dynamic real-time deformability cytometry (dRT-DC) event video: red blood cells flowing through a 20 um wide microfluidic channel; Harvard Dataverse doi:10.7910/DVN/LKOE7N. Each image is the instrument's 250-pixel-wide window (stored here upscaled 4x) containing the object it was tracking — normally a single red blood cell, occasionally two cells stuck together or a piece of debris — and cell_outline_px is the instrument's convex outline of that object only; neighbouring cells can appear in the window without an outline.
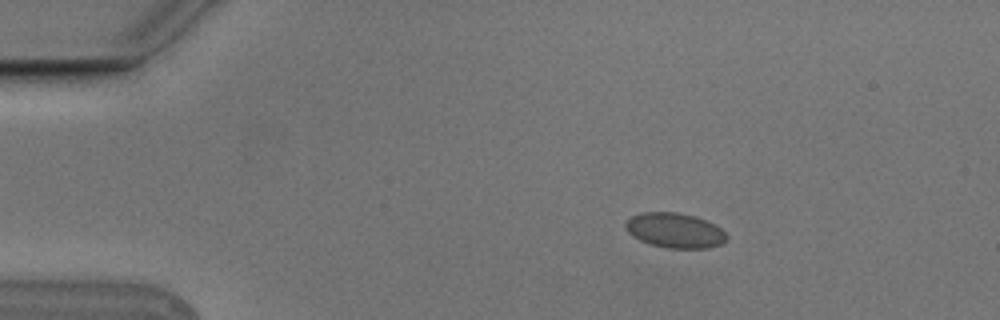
{"species": "Egyptian fruit bat (a non-hibernating species)", "species_latin": "Rousettus aegyptiacus", "temperature_condition": "cold", "stored_images_in_passage": 4, "camera_frame_rate_fps": 3000, "um_per_image_px": 0.085, "animal": {"sex": "male"}, "frame": {"image": 1, "passage_image": 2, "time_ms": 0.333, "image_size_px": [1000, 320], "cell_outline_px": [[728, 236], [720, 244], [708, 248], [668, 248], [648, 244], [632, 236], [624, 228], [624, 224], [632, 216], [640, 212], [676, 212], [692, 216], [704, 220], [720, 228]], "centroid_in_image_um": [57.3, 19.59], "position_along_channel_um": 27.7, "area_um2": 20.4}}